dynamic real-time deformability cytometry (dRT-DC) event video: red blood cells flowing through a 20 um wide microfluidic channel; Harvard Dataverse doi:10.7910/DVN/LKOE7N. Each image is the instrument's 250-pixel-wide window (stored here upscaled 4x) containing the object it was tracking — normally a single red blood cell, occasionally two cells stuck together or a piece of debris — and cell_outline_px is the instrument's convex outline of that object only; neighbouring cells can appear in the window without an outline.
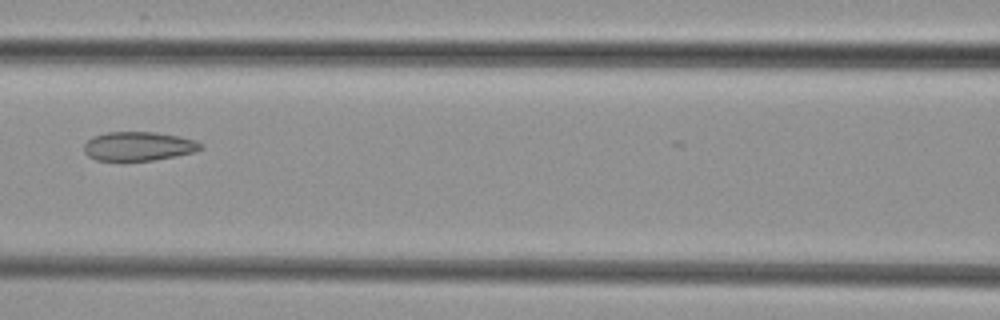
{"species": "common noctule bat (a hibernating species)", "species_latin": "Nyctalus noctula", "temperature_condition": "cold", "stored_images_in_passage": 4, "camera_frame_rate_fps": 3000, "um_per_image_px": 0.085, "animal": {"sex": "female", "body_mass_g": 29.2, "forearm_length_mm": 56.3}, "frame": {"image": 1, "passage_image": 4, "time_ms": 3.667, "image_size_px": [1000, 320], "cell_outline_px": [[204, 148], [196, 152], [176, 156], [152, 160], [124, 164], [96, 160], [88, 156], [84, 152], [84, 144], [92, 136], [108, 132], [156, 132], [180, 136], [196, 140], [204, 144]], "centroid_in_image_um": [11.77, 12.47], "position_along_channel_um": 154.8, "area_um2": 20.69}}